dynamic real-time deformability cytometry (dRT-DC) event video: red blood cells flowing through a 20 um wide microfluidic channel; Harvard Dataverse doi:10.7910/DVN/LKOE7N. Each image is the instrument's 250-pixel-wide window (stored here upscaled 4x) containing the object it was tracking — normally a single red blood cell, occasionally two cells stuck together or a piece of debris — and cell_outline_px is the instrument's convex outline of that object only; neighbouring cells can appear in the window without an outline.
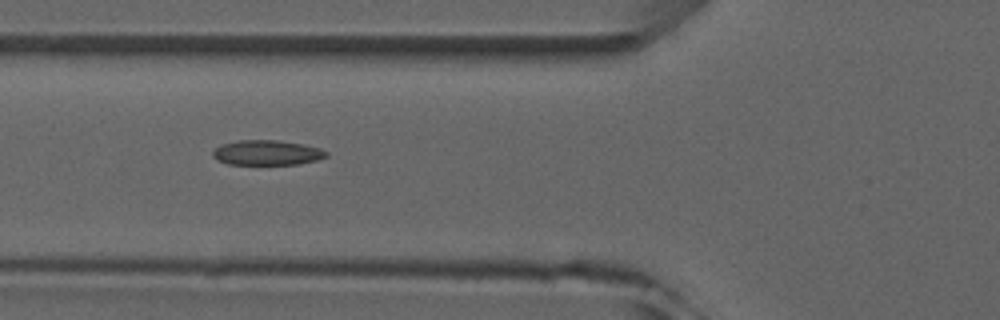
{"species": "common noctule bat (a hibernating species)", "species_latin": "Nyctalus noctula", "temperature_condition": "room temperature", "stored_images_in_passage": 7, "camera_frame_rate_fps": 3000, "um_per_image_px": 0.085, "animal": {"sex": "male", "forearm_length_mm": 52.5}, "frame": {"image": 1, "passage_image": 5, "time_ms": 4.667, "image_size_px": [1000, 320], "cell_outline_px": [[328, 156], [316, 160], [300, 164], [228, 164], [216, 160], [212, 156], [212, 152], [220, 144], [240, 140], [276, 140], [300, 144], [320, 148], [328, 152]], "centroid_in_image_um": [22.67, 12.98], "position_along_channel_um": 103.1, "area_um2": 16.47}}
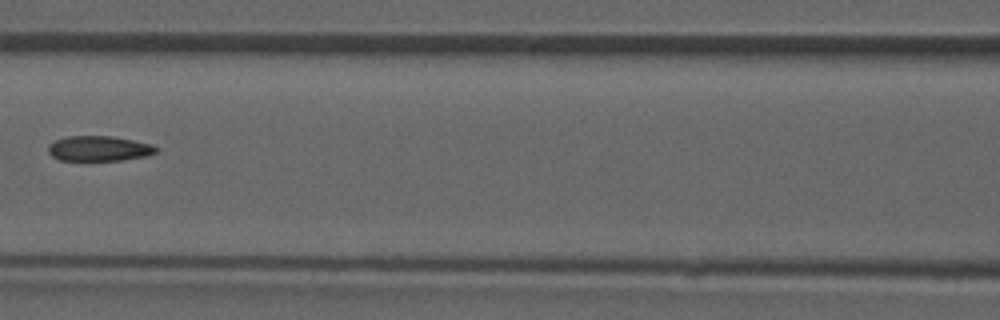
{"frame": {"image": 2, "passage_image": 6, "time_ms": 6.0, "image_size_px": [1000, 320], "cell_outline_px": [[160, 148], [156, 152], [148, 156], [124, 160], [60, 160], [52, 156], [48, 152], [48, 144], [56, 140], [68, 136], [112, 136], [152, 144]], "centroid_in_image_um": [8.44, 12.62], "position_along_channel_um": 158.2, "area_um2": 15.9}}